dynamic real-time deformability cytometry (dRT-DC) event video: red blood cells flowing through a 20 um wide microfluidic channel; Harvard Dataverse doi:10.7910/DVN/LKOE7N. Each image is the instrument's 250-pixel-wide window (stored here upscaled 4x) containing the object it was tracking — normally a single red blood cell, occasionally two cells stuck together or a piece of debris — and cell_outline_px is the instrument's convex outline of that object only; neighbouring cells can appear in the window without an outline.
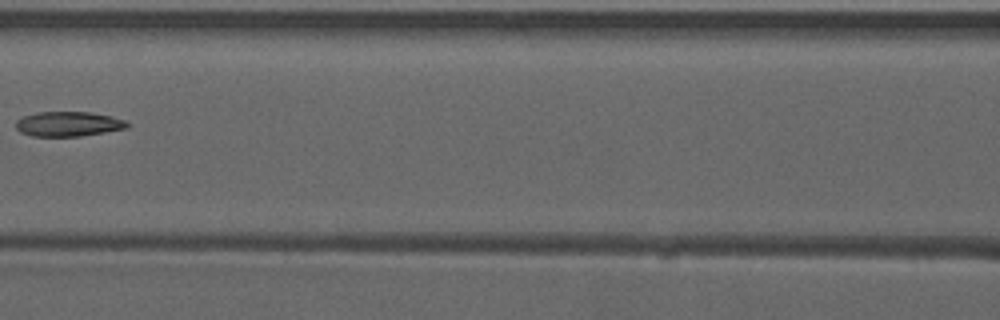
{"species": "common noctule bat (a hibernating species)", "species_latin": "Nyctalus noctula", "temperature_condition": "warm", "stored_images_in_passage": 8, "camera_frame_rate_fps": 3000, "um_per_image_px": 0.085, "animal": {"sex": "male", "forearm_length_mm": 52.5}, "frame": {"image": 1, "passage_image": 7, "time_ms": 2.0, "image_size_px": [1000, 320], "cell_outline_px": [[128, 128], [80, 136], [32, 136], [20, 132], [16, 128], [16, 120], [24, 116], [36, 112], [88, 112], [112, 116], [124, 120], [128, 124]], "centroid_in_image_um": [5.79, 10.53], "position_along_channel_um": 160.8, "area_um2": 16.01}}
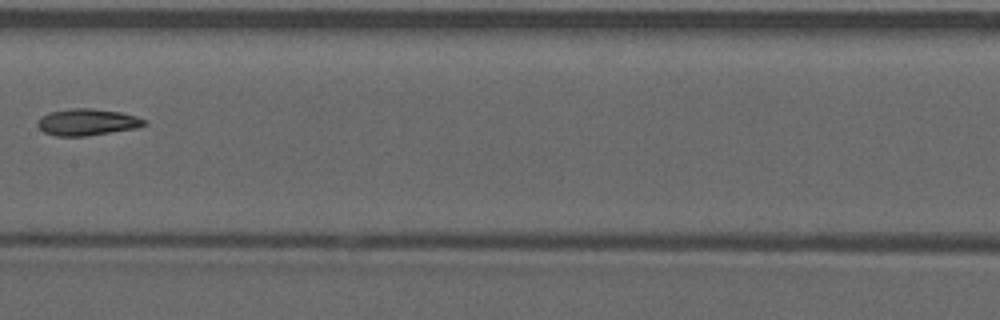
{"frame": {"image": 2, "passage_image": 8, "time_ms": 2.333, "image_size_px": [1000, 320], "cell_outline_px": [[148, 124], [136, 128], [88, 136], [56, 136], [44, 132], [36, 124], [40, 116], [52, 112], [72, 108], [92, 108], [120, 112], [136, 116], [148, 120]], "centroid_in_image_um": [7.44, 10.38], "position_along_channel_um": 200.0, "area_um2": 16.65}}